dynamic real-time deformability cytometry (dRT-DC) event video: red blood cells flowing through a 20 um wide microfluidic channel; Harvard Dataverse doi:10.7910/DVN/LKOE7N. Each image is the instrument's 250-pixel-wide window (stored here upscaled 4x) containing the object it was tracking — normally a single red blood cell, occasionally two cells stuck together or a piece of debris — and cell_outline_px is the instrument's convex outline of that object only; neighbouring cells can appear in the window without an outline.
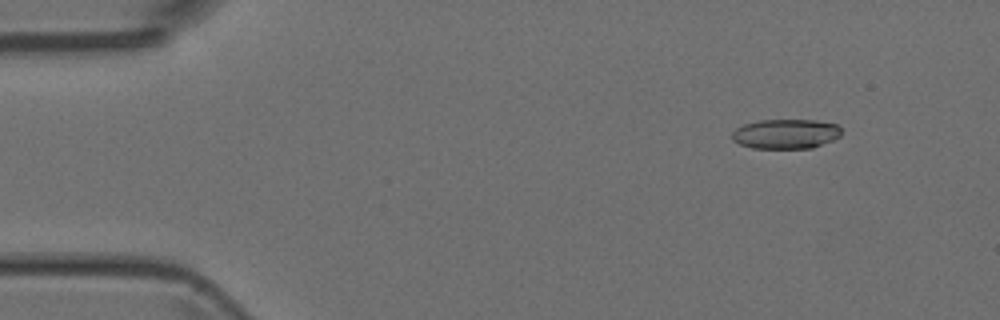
{"species": "Egyptian fruit bat (a non-hibernating species)", "species_latin": "Rousettus aegyptiacus", "temperature_condition": "room temperature", "stored_images_in_passage": 51, "camera_frame_rate_fps": 3000, "um_per_image_px": 0.085, "animal": {"sex": "female"}, "frame": {"image": 1, "passage_image": 6, "time_ms": 1.667, "image_size_px": [1000, 320], "cell_outline_px": [[840, 136], [832, 140], [812, 148], [752, 148], [740, 144], [732, 140], [732, 132], [736, 128], [744, 124], [760, 120], [812, 120], [836, 124], [840, 128]], "centroid_in_image_um": [66.76, 11.38], "position_along_channel_um": 18.2, "area_um2": 18.79}}
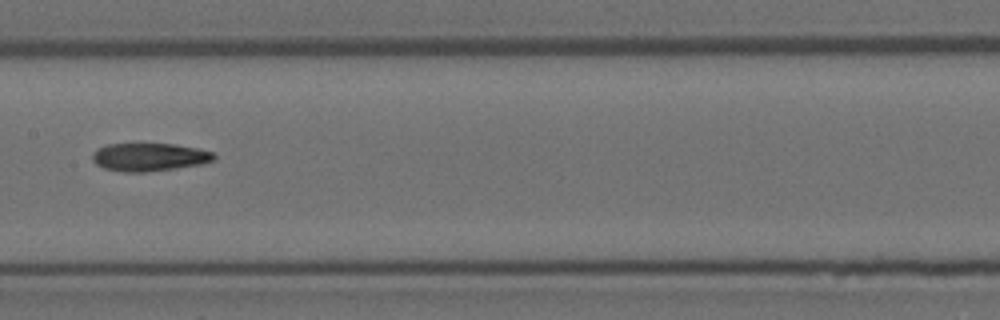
{"frame": {"image": 2, "passage_image": 26, "time_ms": 8.333, "image_size_px": [1000, 320], "cell_outline_px": [[216, 156], [212, 160], [200, 164], [144, 172], [124, 172], [104, 168], [96, 164], [92, 160], [92, 152], [96, 148], [108, 144], [176, 144], [196, 148], [212, 152]], "centroid_in_image_um": [12.62, 13.34], "position_along_channel_um": 194.8, "area_um2": 19.65}}
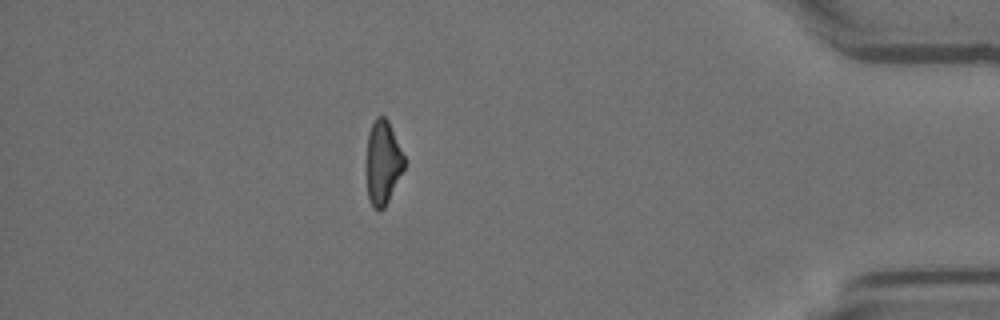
{"frame": {"image": 3, "passage_image": 45, "time_ms": 14.667, "image_size_px": [1000, 320], "cell_outline_px": [[404, 168], [384, 208], [380, 212], [372, 208], [368, 200], [368, 132], [376, 116], [384, 116], [388, 120], [404, 156]], "centroid_in_image_um": [32.55, 13.83], "position_along_channel_um": 402.7, "area_um2": 18.03}}